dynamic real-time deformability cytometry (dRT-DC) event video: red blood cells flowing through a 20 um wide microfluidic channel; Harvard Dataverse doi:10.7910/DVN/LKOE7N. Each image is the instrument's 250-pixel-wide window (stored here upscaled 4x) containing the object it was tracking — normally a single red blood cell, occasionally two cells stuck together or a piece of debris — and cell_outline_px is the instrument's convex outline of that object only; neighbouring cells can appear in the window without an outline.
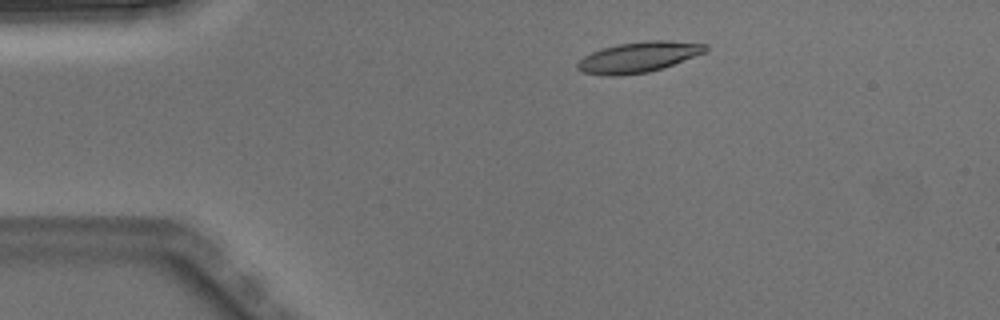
{"species": "Egyptian fruit bat (a non-hibernating species)", "species_latin": "Rousettus aegyptiacus", "temperature_condition": "warm", "stored_images_in_passage": 2, "camera_frame_rate_fps": 3000, "um_per_image_px": 0.085, "animal": {"sex": "male"}, "frame": {"image": 1, "passage_image": 1, "time_ms": 0.0, "image_size_px": [1000, 320], "cell_outline_px": [[708, 52], [664, 68], [648, 72], [620, 76], [604, 76], [584, 72], [576, 68], [576, 64], [584, 56], [592, 52], [604, 48], [620, 44], [648, 40], [668, 40], [708, 44]], "centroid_in_image_um": [54.33, 4.86], "position_along_channel_um": 30.7, "area_um2": 23.0}}